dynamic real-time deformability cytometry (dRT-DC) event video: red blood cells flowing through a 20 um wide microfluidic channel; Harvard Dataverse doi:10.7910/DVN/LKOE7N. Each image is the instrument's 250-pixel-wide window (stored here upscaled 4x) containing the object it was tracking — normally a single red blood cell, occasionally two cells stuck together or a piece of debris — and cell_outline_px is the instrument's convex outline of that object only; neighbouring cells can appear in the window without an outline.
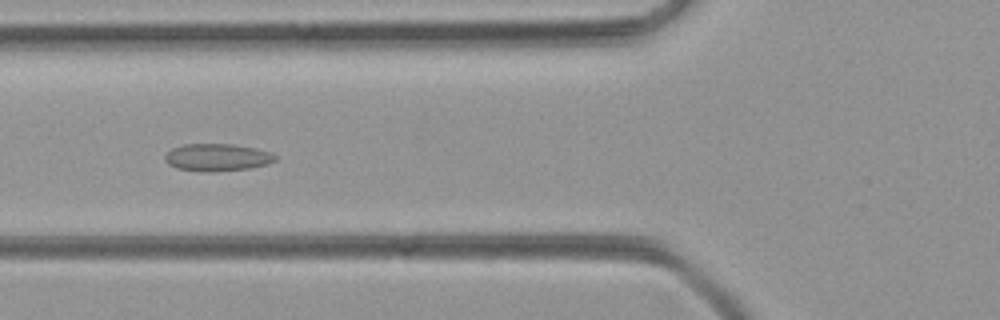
{"species": "common noctule bat (a hibernating species)", "species_latin": "Nyctalus noctula", "temperature_condition": "room temperature", "stored_images_in_passage": 51, "camera_frame_rate_fps": 3000, "um_per_image_px": 0.085, "animal": {"sex": "female", "body_mass_g": 21.9}, "frame": {"image": 1, "passage_image": 20, "time_ms": 6.333, "image_size_px": [1000, 320], "cell_outline_px": [[276, 160], [268, 164], [252, 168], [208, 172], [200, 172], [176, 168], [168, 164], [164, 160], [164, 156], [172, 148], [184, 144], [232, 144], [256, 148], [272, 152], [276, 156]], "centroid_in_image_um": [18.47, 13.38], "position_along_channel_um": 107.3, "area_um2": 17.8}}
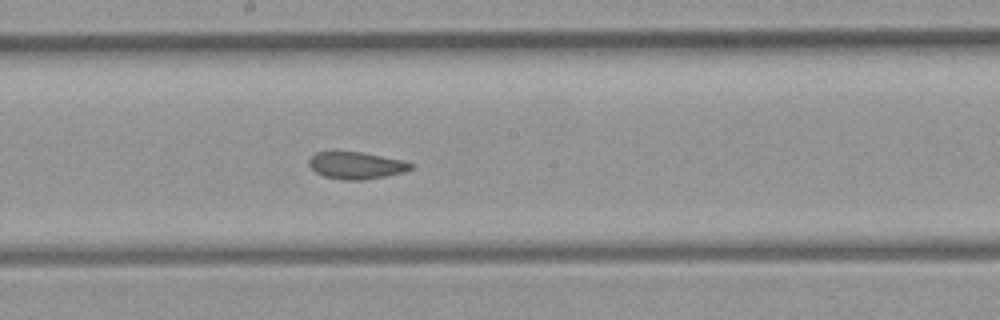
{"frame": {"image": 2, "passage_image": 28, "time_ms": 9.0, "image_size_px": [1000, 320], "cell_outline_px": [[416, 164], [412, 168], [404, 172], [364, 180], [344, 180], [324, 176], [316, 172], [308, 164], [308, 160], [316, 152], [360, 152], [404, 160]], "centroid_in_image_um": [30.31, 14.06], "position_along_channel_um": 217.9, "area_um2": 16.01}}
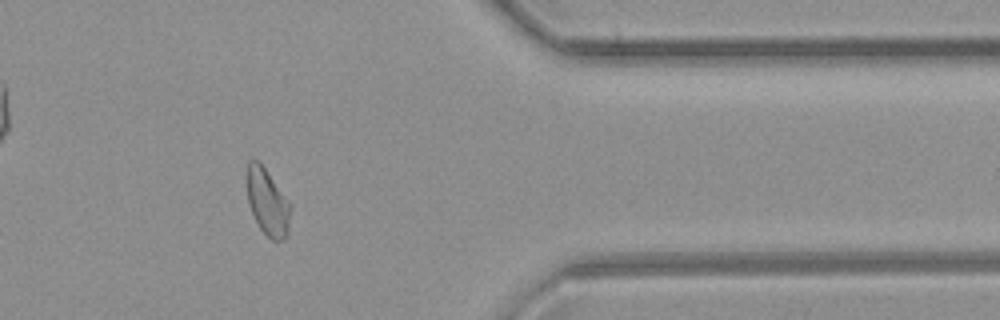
{"frame": {"image": 3, "passage_image": 42, "time_ms": 13.667, "image_size_px": [1000, 320], "cell_outline_px": [[292, 208], [288, 236], [280, 240], [272, 240], [260, 228], [248, 204], [248, 160], [256, 160], [264, 168], [288, 200]], "centroid_in_image_um": [22.78, 17.24], "position_along_channel_um": 388.6, "area_um2": 16.53}}